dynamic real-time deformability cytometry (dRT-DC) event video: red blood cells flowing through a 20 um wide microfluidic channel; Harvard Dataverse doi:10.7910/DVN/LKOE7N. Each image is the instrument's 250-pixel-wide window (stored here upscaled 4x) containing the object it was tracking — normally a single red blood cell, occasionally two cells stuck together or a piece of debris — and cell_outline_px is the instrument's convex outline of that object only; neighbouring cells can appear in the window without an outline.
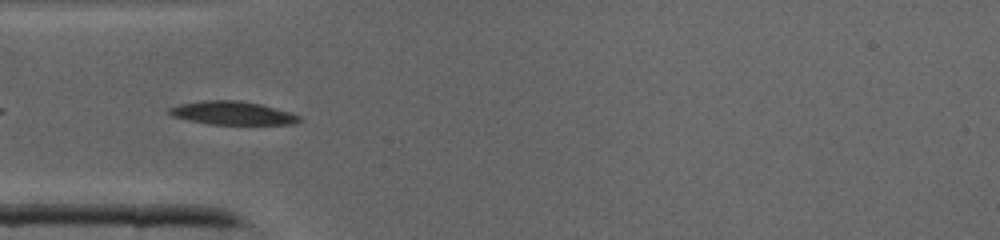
{"species": "common noctule bat (a hibernating species)", "species_latin": "Nyctalus noctula", "temperature_condition": "cold", "stored_images_in_passage": 36, "camera_frame_rate_fps": 3000, "um_per_image_px": 0.085, "animal": {"sex": "male", "body_mass_g": 19.0, "forearm_length_mm": 50.8}, "frame": {"image": 1, "passage_image": 7, "time_ms": 2.0, "image_size_px": [1000, 240], "cell_outline_px": [[304, 120], [292, 124], [212, 124], [188, 120], [172, 116], [168, 112], [168, 108], [180, 104], [204, 100], [236, 100], [260, 104], [288, 112], [300, 116]], "centroid_in_image_um": [19.74, 9.61], "position_along_channel_um": 65.3, "area_um2": 17.51}}
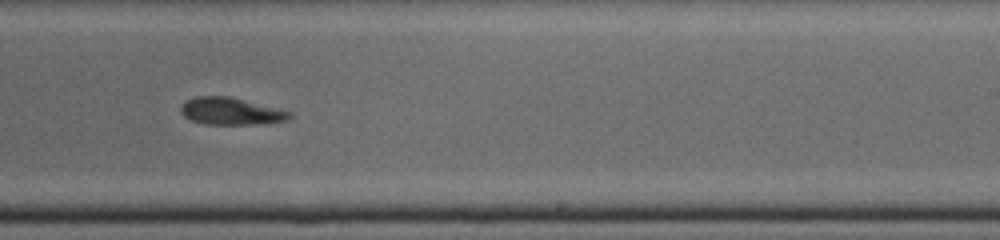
{"frame": {"image": 2, "passage_image": 20, "time_ms": 6.333, "image_size_px": [1000, 240], "cell_outline_px": [[292, 116], [288, 120], [256, 124], [204, 124], [192, 120], [184, 116], [180, 112], [180, 108], [184, 100], [196, 96], [228, 96], [292, 112]], "centroid_in_image_um": [19.58, 9.45], "position_along_channel_um": 269.4, "area_um2": 17.11}}
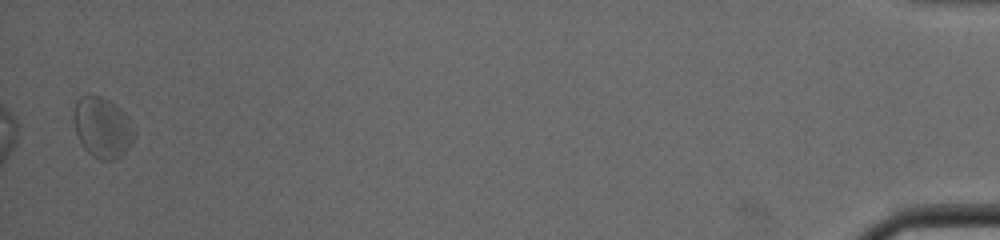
{"frame": {"image": 3, "passage_image": 36, "time_ms": 11.667, "image_size_px": [1000, 240], "cell_outline_px": [[136, 136], [132, 144], [116, 160], [100, 160], [92, 156], [88, 152], [80, 140], [76, 132], [72, 120], [76, 100], [80, 96], [100, 96], [108, 100], [120, 108], [124, 112], [136, 132]], "centroid_in_image_um": [8.71, 10.85], "position_along_channel_um": 426.5, "area_um2": 21.39}}